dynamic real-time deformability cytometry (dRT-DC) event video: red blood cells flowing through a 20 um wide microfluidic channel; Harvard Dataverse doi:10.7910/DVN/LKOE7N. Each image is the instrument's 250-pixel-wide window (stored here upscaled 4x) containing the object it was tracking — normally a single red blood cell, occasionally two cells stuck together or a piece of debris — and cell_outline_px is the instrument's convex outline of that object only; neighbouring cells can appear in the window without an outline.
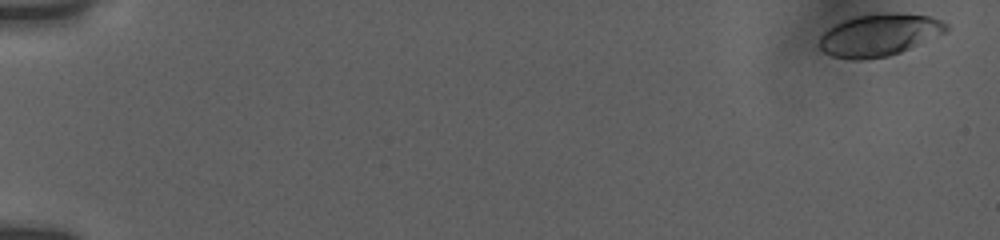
{"species": "human", "species_latin": "Homo sapiens", "temperature_condition": "room temperature", "stored_images_in_passage": 6, "camera_frame_rate_fps": 3000, "um_per_image_px": 0.085, "donor": {"sex": "female"}, "frame": {"image": 1, "passage_image": 1, "time_ms": 0.0, "image_size_px": [1000, 240], "cell_outline_px": [[948, 28], [944, 32], [900, 52], [888, 56], [864, 60], [852, 60], [832, 56], [824, 52], [816, 44], [820, 36], [828, 28], [852, 16], [880, 12], [896, 12], [928, 16], [940, 20], [948, 24]], "centroid_in_image_um": [74.66, 2.96], "position_along_channel_um": 10.3, "area_um2": 31.33}}